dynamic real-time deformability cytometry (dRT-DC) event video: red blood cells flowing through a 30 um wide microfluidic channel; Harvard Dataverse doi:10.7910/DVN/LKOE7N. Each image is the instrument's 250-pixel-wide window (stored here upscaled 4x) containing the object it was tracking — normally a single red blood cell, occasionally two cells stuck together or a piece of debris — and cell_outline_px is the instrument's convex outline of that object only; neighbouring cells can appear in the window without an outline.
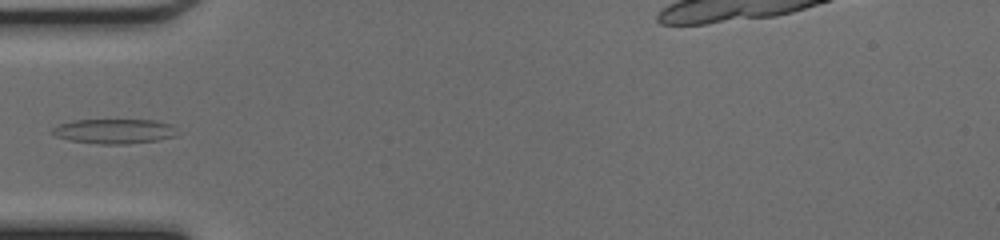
{"species": "common noctule bat (a hibernating species)", "species_latin": "Nyctalus noctula", "temperature_condition": "cold", "stored_images_in_passage": 34, "segment_of_instrument_passage": [1, 2], "camera_frame_rate_fps": 3000, "um_per_image_px": 0.085, "animal": {"sex": "female", "body_mass_g": 17.0, "forearm_length_mm": 48.0}, "frame": {"image": 1, "passage_image": 1, "time_ms": 0.0, "image_size_px": [1000, 240], "cell_outline_px": [[176, 136], [160, 140], [124, 144], [100, 144], [68, 140], [56, 136], [48, 132], [56, 124], [72, 120], [156, 120], [172, 124]], "centroid_in_image_um": [9.65, 11.15], "position_along_channel_um": 75.4, "area_um2": 18.21}}
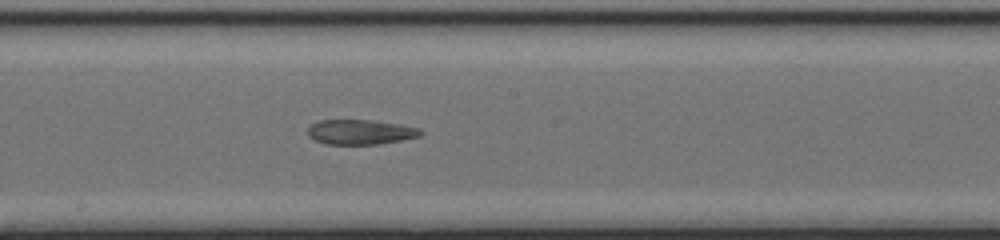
{"frame": {"image": 2, "passage_image": 11, "time_ms": 3.333, "image_size_px": [1000, 240], "cell_outline_px": [[424, 132], [420, 136], [380, 144], [324, 144], [312, 140], [308, 136], [308, 128], [312, 124], [320, 120], [372, 120], [400, 124], [420, 128]], "centroid_in_image_um": [30.62, 11.22], "position_along_channel_um": 217.6, "area_um2": 16.47}}
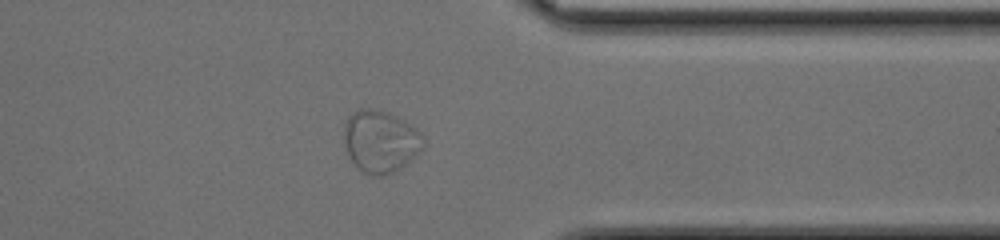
{"frame": {"image": 3, "passage_image": 23, "time_ms": 7.333, "image_size_px": [1000, 240], "cell_outline_px": [[424, 148], [416, 156], [400, 168], [384, 176], [372, 176], [364, 172], [348, 156], [344, 144], [344, 124], [348, 116], [352, 112], [360, 108], [372, 108], [388, 112], [404, 120], [416, 128], [424, 136]], "centroid_in_image_um": [32.35, 12.0], "position_along_channel_um": 379.1, "area_um2": 29.02}}